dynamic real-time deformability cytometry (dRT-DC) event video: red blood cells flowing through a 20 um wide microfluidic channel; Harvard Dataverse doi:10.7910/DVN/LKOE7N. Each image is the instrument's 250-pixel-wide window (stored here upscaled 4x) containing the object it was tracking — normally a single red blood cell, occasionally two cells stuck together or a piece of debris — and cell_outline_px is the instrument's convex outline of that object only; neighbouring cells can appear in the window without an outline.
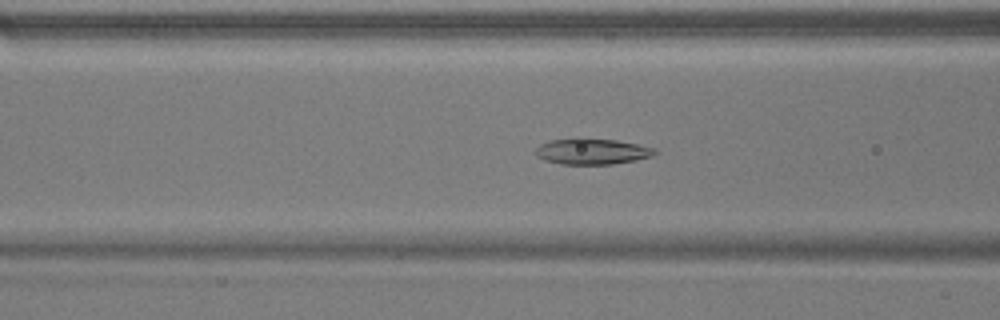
{"species": "common noctule bat (a hibernating species)", "species_latin": "Nyctalus noctula", "temperature_condition": "warm", "stored_images_in_passage": 53, "camera_frame_rate_fps": 3000, "um_per_image_px": 0.085, "animal": {"sex": "male", "body_mass_g": 17.9}, "frame": {"image": 1, "passage_image": 21, "time_ms": 6.667, "image_size_px": [1000, 320], "cell_outline_px": [[660, 152], [652, 156], [636, 160], [612, 164], [560, 164], [544, 160], [536, 156], [536, 148], [540, 144], [552, 140], [580, 136], [616, 140], [656, 148]], "centroid_in_image_um": [50.33, 12.85], "position_along_channel_um": 116.3, "area_um2": 18.44}}
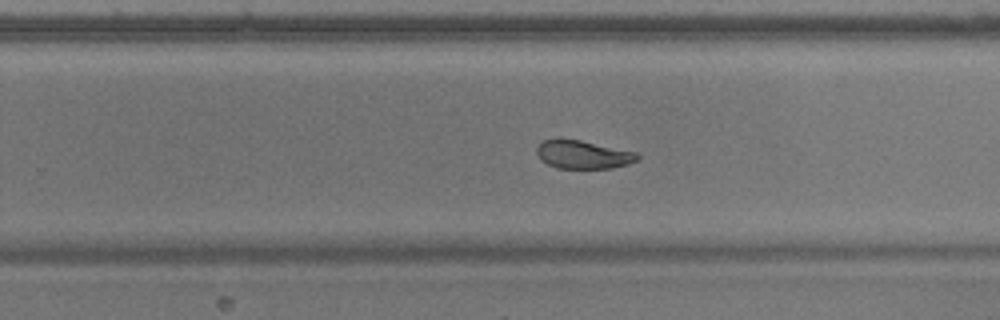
{"frame": {"image": 2, "passage_image": 34, "time_ms": 11.0, "image_size_px": [1000, 320], "cell_outline_px": [[640, 156], [636, 160], [628, 164], [612, 168], [556, 168], [540, 160], [536, 152], [536, 148], [544, 140], [556, 136], [560, 136], [580, 140], [636, 152]], "centroid_in_image_um": [49.49, 13.11], "position_along_channel_um": 280.3, "area_um2": 16.88}}
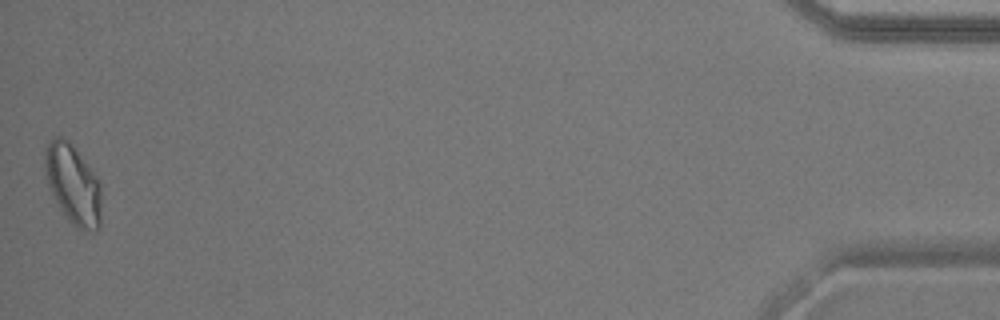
{"frame": {"image": 3, "passage_image": 53, "time_ms": 17.333, "image_size_px": [1000, 320], "cell_outline_px": [[100, 228], [96, 232], [76, 228], [68, 220], [60, 208], [48, 184], [44, 172], [44, 156], [48, 144], [56, 136], [60, 136], [68, 140], [72, 144], [96, 176], [100, 184]], "centroid_in_image_um": [6.2, 15.69], "position_along_channel_um": 429.0, "area_um2": 25.95}, "authors_computed_cell_mechanics": {"area_um2": 20.0566, "velocity_mm_per_s": 3.7919, "shape_relaxation_time_tau1_ms": null, "shape_relaxation_time_tau2_ms": 2.863, "deformation_change_tau1": null, "deformation_change_tau2": 0.0652}}